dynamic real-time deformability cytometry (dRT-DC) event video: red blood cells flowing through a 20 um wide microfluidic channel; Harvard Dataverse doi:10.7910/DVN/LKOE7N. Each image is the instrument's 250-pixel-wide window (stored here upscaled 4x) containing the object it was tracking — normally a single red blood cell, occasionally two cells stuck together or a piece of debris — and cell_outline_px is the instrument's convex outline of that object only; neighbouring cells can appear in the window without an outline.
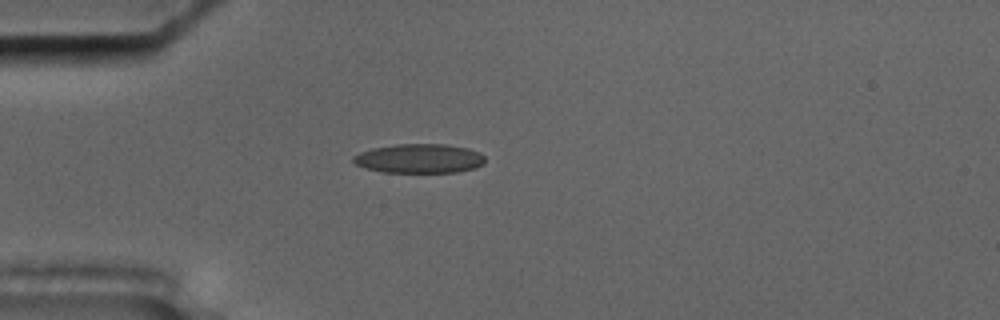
{"species": "common noctule bat (a hibernating species)", "species_latin": "Nyctalus noctula", "temperature_condition": "cold", "stored_images_in_passage": 51, "camera_frame_rate_fps": 3000, "um_per_image_px": 0.085, "animal": {"sex": "male", "body_mass_g": 17.5, "forearm_length_mm": 52.3}, "frame": {"image": 1, "passage_image": 11, "time_ms": 3.333, "image_size_px": [1000, 320], "cell_outline_px": [[484, 164], [476, 168], [456, 172], [380, 172], [356, 164], [352, 160], [352, 156], [360, 152], [372, 148], [396, 144], [448, 144], [468, 148], [480, 152], [484, 156]], "centroid_in_image_um": [35.66, 13.46], "position_along_channel_um": 49.3, "area_um2": 22.54}}
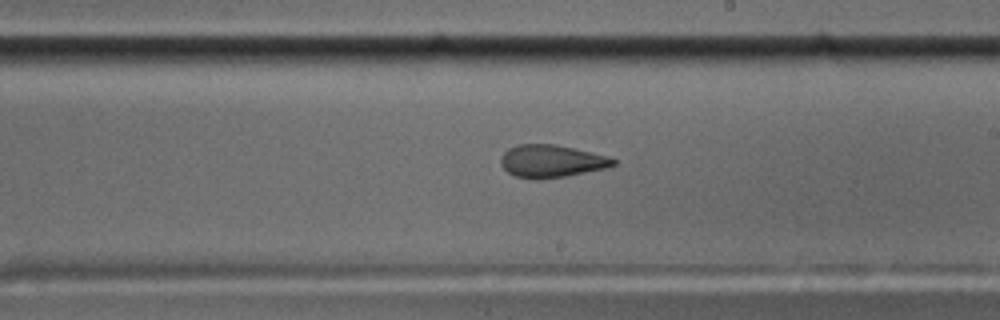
{"frame": {"image": 2, "passage_image": 28, "time_ms": 9.0, "image_size_px": [1000, 320], "cell_outline_px": [[616, 164], [604, 168], [568, 176], [536, 180], [516, 176], [508, 172], [500, 164], [500, 156], [508, 148], [520, 144], [556, 144], [608, 156], [616, 160]], "centroid_in_image_um": [46.84, 13.7], "position_along_channel_um": 242.2, "area_um2": 21.39}}
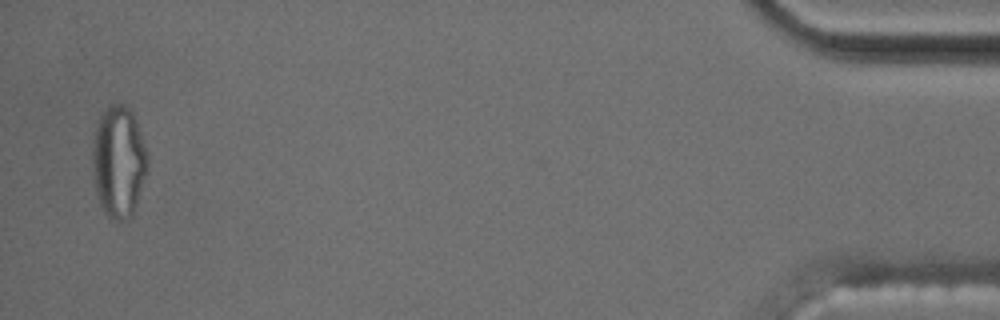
{"frame": {"image": 3, "passage_image": 50, "time_ms": 16.333, "image_size_px": [1000, 320], "cell_outline_px": [[148, 172], [132, 216], [128, 220], [108, 220], [96, 196], [92, 176], [92, 152], [96, 124], [100, 116], [112, 104], [124, 104], [132, 112], [136, 120], [148, 156]], "centroid_in_image_um": [10.08, 13.81], "position_along_channel_um": 425.1, "area_um2": 36.36}, "authors_computed_cell_mechanics": {"area_um2": 22.253, "velocity_mm_per_s": 3.6299, "shape_relaxation_time_tau1_ms": null, "shape_relaxation_time_tau2_ms": 2.6119, "deformation_change_tau1": null, "deformation_change_tau2": 0.0926}}